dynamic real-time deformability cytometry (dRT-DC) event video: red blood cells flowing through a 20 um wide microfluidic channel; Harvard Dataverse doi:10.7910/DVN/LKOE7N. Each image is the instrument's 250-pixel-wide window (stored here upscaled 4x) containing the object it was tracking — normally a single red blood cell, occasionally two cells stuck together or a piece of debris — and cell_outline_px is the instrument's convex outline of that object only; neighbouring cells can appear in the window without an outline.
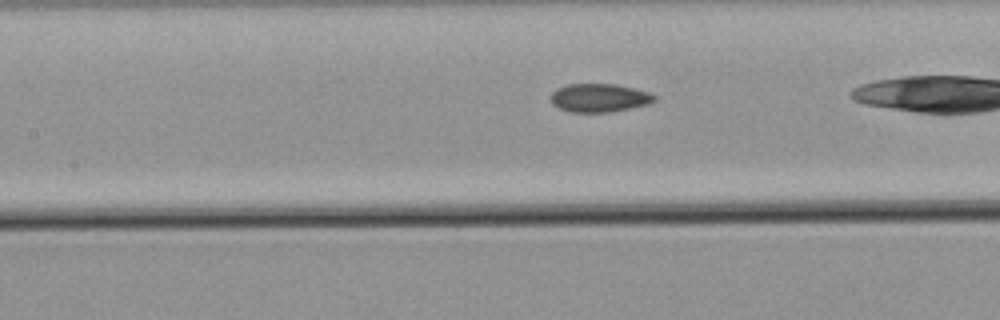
{"species": "common noctule bat (a hibernating species)", "species_latin": "Nyctalus noctula", "temperature_condition": "warm", "stored_images_in_passage": 35, "camera_frame_rate_fps": 3000, "um_per_image_px": 0.085, "animal": {"sex": "male", "body_mass_g": 21.5, "forearm_length_mm": 52.0}, "frame": {"image": 1, "passage_image": 17, "time_ms": 5.333, "image_size_px": [1000, 320], "cell_outline_px": [[656, 100], [648, 104], [608, 112], [568, 112], [552, 104], [552, 92], [556, 88], [568, 84], [616, 84], [648, 92], [656, 96]], "centroid_in_image_um": [50.92, 8.31], "position_along_channel_um": 156.5, "area_um2": 16.99}}
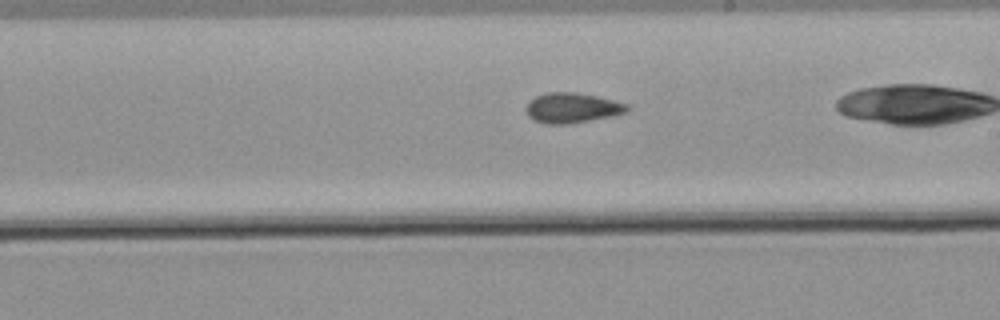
{"frame": {"image": 2, "passage_image": 24, "time_ms": 7.667, "image_size_px": [1000, 320], "cell_outline_px": [[628, 112], [568, 124], [548, 124], [536, 120], [528, 116], [524, 108], [528, 100], [536, 96], [548, 92], [576, 92], [596, 96], [628, 104]], "centroid_in_image_um": [48.57, 9.15], "position_along_channel_um": 240.4, "area_um2": 17.57}}
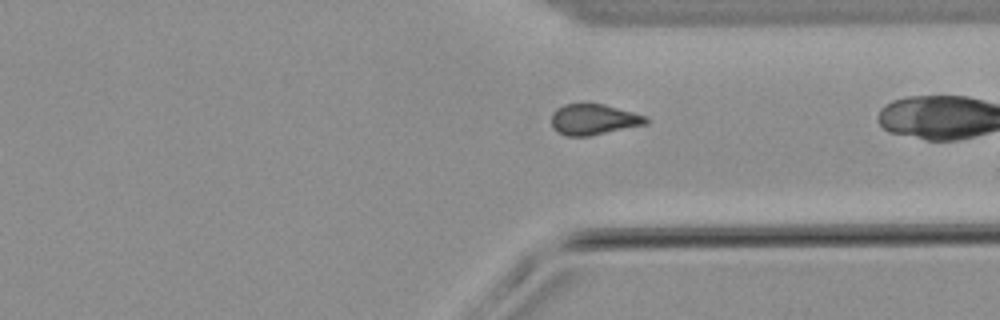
{"frame": {"image": 3, "passage_image": 34, "time_ms": 11.0, "image_size_px": [1000, 320], "cell_outline_px": [[648, 124], [588, 136], [568, 136], [556, 132], [552, 128], [552, 112], [556, 108], [564, 104], [584, 100], [604, 104], [648, 116]], "centroid_in_image_um": [50.43, 10.11], "position_along_channel_um": 361.0, "area_um2": 17.63}}